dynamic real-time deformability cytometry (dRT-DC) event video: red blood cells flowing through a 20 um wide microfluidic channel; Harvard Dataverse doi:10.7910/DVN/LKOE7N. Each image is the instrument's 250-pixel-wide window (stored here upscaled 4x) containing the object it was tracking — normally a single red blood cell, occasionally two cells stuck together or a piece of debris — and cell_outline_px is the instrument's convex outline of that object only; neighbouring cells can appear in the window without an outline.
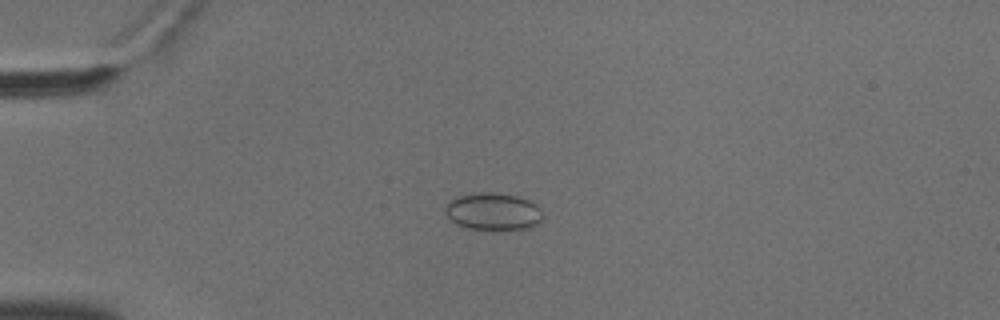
{"species": "common noctule bat (a hibernating species)", "species_latin": "Nyctalus noctula", "temperature_condition": "cold", "stored_images_in_passage": 34, "camera_frame_rate_fps": 3000, "um_per_image_px": 0.085, "animal": {"sex": "male", "body_mass_g": 18.8}, "frame": {"image": 1, "passage_image": 15, "time_ms": 4.667, "image_size_px": [1000, 320], "cell_outline_px": [[544, 216], [536, 224], [528, 228], [468, 228], [456, 224], [444, 212], [444, 208], [456, 196], [480, 192], [492, 192], [516, 196], [528, 200], [536, 204], [540, 208]], "centroid_in_image_um": [41.91, 17.95], "position_along_channel_um": 43.1, "area_um2": 20.75}}
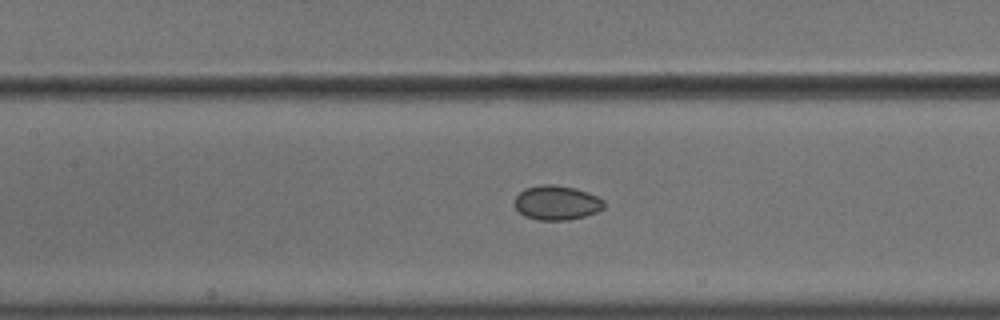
{"frame": {"image": 2, "passage_image": 27, "time_ms": 8.667, "image_size_px": [1000, 320], "cell_outline_px": [[604, 208], [596, 212], [584, 216], [568, 220], [536, 220], [524, 216], [512, 204], [512, 200], [524, 188], [540, 184], [552, 184], [576, 188], [588, 192], [604, 200]], "centroid_in_image_um": [47.28, 17.22], "position_along_channel_um": 160.1, "area_um2": 18.21}}
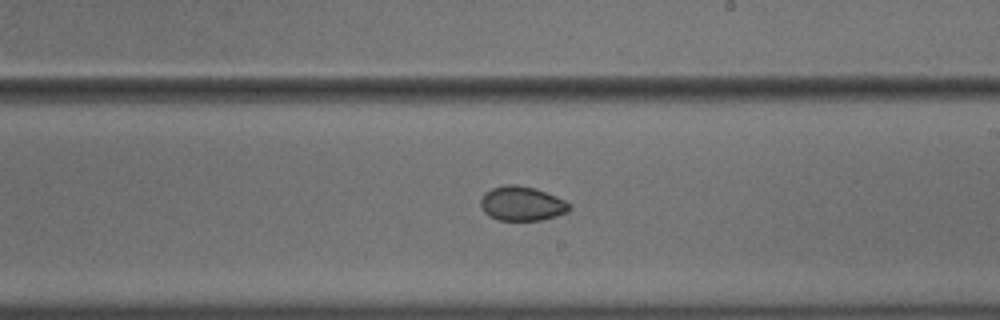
{"frame": {"image": 3, "passage_image": 34, "time_ms": 11.0, "image_size_px": [1000, 320], "cell_outline_px": [[572, 208], [568, 212], [544, 220], [500, 220], [488, 216], [484, 212], [480, 204], [480, 200], [484, 192], [492, 188], [508, 184], [516, 184], [536, 188], [556, 196], [572, 204]], "centroid_in_image_um": [44.38, 17.3], "position_along_channel_um": 244.6, "area_um2": 18.03}}